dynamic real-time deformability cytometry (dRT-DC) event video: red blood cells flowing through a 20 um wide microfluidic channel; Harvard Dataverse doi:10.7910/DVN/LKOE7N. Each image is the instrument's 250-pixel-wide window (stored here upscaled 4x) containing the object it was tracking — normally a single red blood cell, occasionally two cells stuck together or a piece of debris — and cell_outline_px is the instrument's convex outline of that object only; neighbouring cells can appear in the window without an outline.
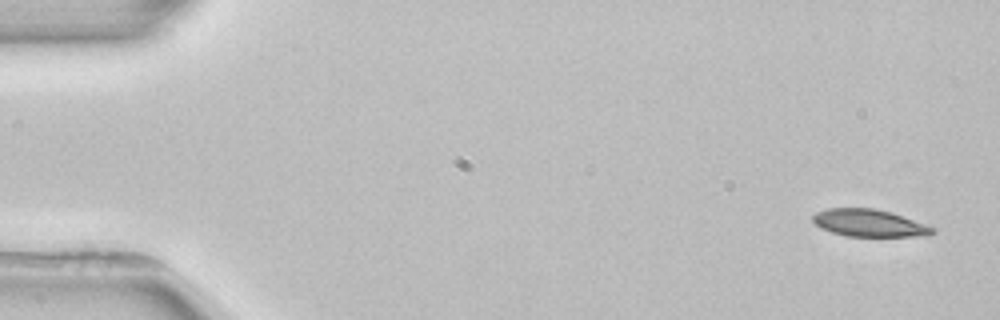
{"species": "common noctule bat (a hibernating species)", "species_latin": "Nyctalus noctula", "temperature_condition": "room temperature", "stored_images_in_passage": 4, "camera_frame_rate_fps": 3000, "um_per_image_px": 0.085, "animal": {"sex": "female", "body_mass_g": 22.7, "forearm_length_mm": 54.2}, "frame": {"image": 1, "passage_image": 1, "time_ms": 0.0, "image_size_px": [1000, 320], "cell_outline_px": [[936, 232], [928, 236], [848, 236], [832, 232], [820, 228], [812, 220], [812, 216], [816, 212], [828, 208], [872, 208], [888, 212], [936, 228]], "centroid_in_image_um": [73.86, 18.97], "position_along_channel_um": 11.1, "area_um2": 18.79}}
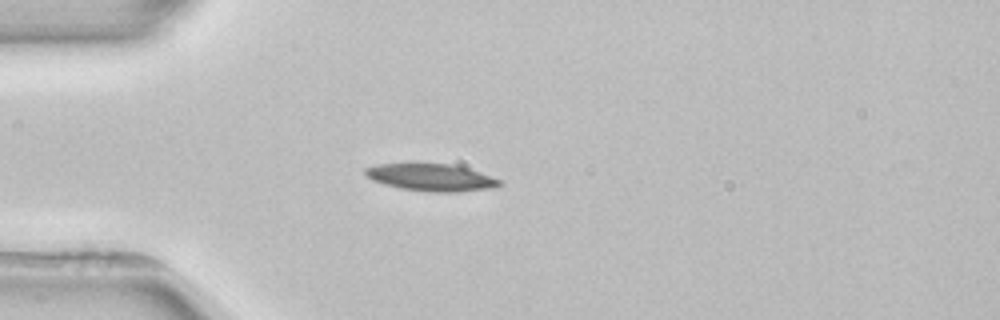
{"frame": {"image": 2, "passage_image": 4, "time_ms": 4.0, "image_size_px": [1000, 320], "cell_outline_px": [[504, 184], [496, 188], [452, 192], [432, 192], [404, 188], [384, 184], [372, 180], [364, 172], [364, 168], [376, 164], [416, 160], [452, 164], [468, 168], [480, 172], [500, 180]], "centroid_in_image_um": [36.62, 15.02], "position_along_channel_um": 48.4, "area_um2": 22.2}}